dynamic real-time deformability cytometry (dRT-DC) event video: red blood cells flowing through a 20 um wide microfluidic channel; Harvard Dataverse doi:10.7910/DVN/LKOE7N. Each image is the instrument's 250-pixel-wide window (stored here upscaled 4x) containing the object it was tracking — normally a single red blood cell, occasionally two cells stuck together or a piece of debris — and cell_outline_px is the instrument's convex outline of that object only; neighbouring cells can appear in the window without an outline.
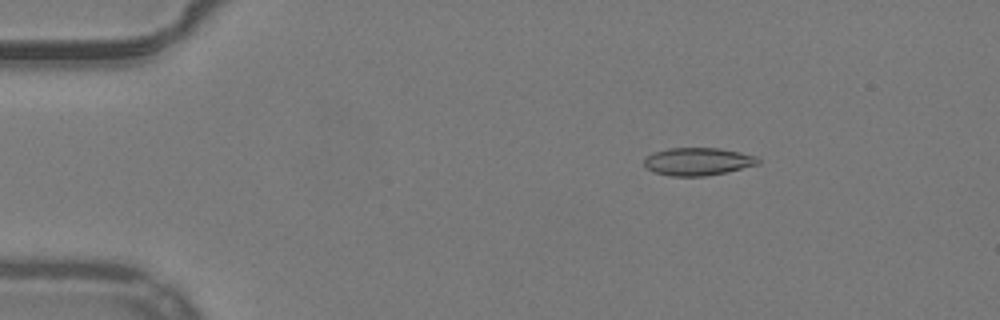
{"species": "common noctule bat (a hibernating species)", "species_latin": "Nyctalus noctula", "temperature_condition": "warm", "stored_images_in_passage": 32, "camera_frame_rate_fps": 3000, "um_per_image_px": 0.085, "animal": {"sex": "male", "body_mass_g": 19.2, "forearm_length_mm": 51.8}, "frame": {"image": 1, "passage_image": 3, "time_ms": 0.667, "image_size_px": [1000, 320], "cell_outline_px": [[760, 164], [728, 172], [704, 176], [672, 176], [652, 172], [644, 164], [644, 156], [652, 152], [668, 148], [720, 148], [740, 152], [756, 156], [760, 160]], "centroid_in_image_um": [59.31, 13.72], "position_along_channel_um": 25.7, "area_um2": 18.67}}
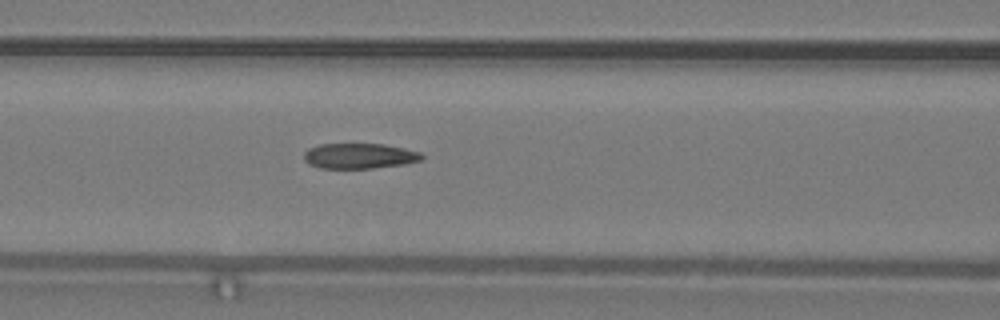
{"frame": {"image": 2, "passage_image": 17, "time_ms": 5.333, "image_size_px": [1000, 320], "cell_outline_px": [[424, 156], [420, 160], [404, 164], [372, 168], [320, 168], [308, 164], [304, 160], [304, 152], [308, 148], [320, 144], [384, 144], [404, 148], [420, 152]], "centroid_in_image_um": [30.52, 13.25], "position_along_channel_um": 136.1, "area_um2": 17.4}}
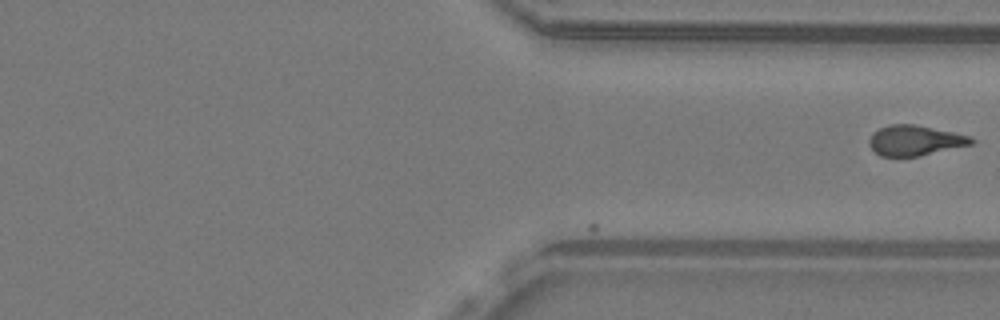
{"frame": {"image": 3, "passage_image": 32, "time_ms": 10.333, "image_size_px": [1000, 320], "cell_outline_px": [[976, 140], [972, 144], [920, 156], [880, 156], [868, 144], [868, 140], [880, 128], [888, 124], [916, 124], [972, 136]], "centroid_in_image_um": [77.81, 11.93], "position_along_channel_um": 333.6, "area_um2": 17.98}}